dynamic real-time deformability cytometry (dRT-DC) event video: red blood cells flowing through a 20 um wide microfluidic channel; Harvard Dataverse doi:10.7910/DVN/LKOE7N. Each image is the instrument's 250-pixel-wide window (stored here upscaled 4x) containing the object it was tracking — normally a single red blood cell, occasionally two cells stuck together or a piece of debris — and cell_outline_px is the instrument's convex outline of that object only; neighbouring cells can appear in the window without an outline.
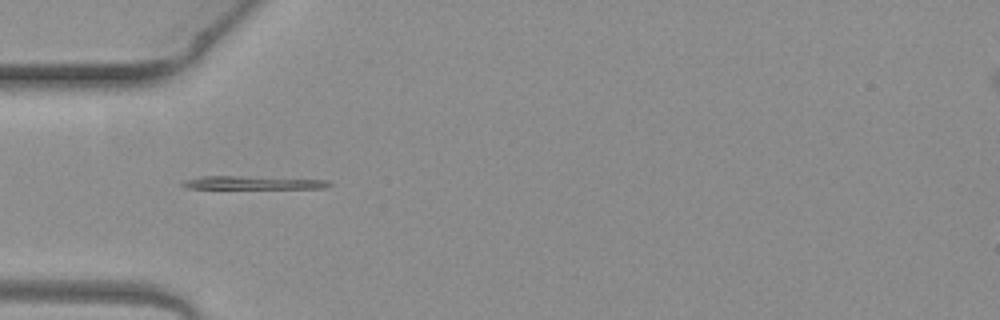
{"species": "common noctule bat (a hibernating species)", "species_latin": "Nyctalus noctula", "temperature_condition": "warm", "stored_images_in_passage": 7, "camera_frame_rate_fps": 3000, "um_per_image_px": 0.085, "animal": {"sex": "female", "body_mass_g": 19.3, "forearm_length_mm": 54.1}, "frame": {"image": 1, "passage_image": 4, "time_ms": 1.0, "image_size_px": [1000, 320], "cell_outline_px": [[332, 184], [324, 188], [188, 188], [180, 184], [184, 180], [200, 176], [236, 176], [328, 180]], "centroid_in_image_um": [21.46, 15.53], "position_along_channel_um": 63.5, "area_um2": 11.04}}
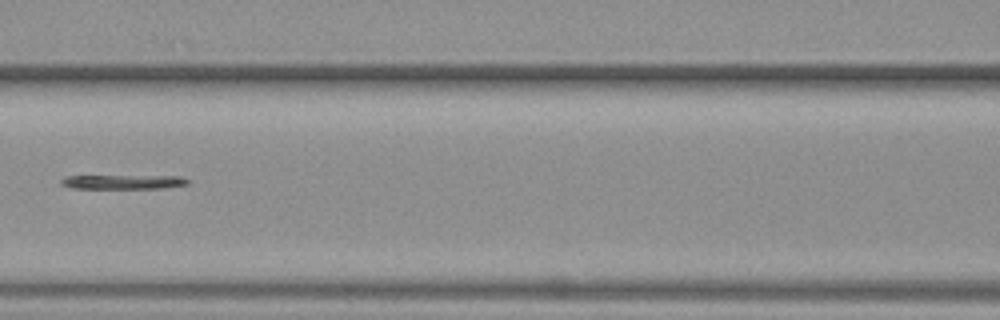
{"frame": {"image": 2, "passage_image": 6, "time_ms": 1.667, "image_size_px": [1000, 320], "cell_outline_px": [[188, 184], [164, 188], [72, 188], [60, 184], [60, 180], [64, 176], [180, 176], [188, 180]], "centroid_in_image_um": [10.44, 15.46], "position_along_channel_um": 156.2, "area_um2": 10.4}}
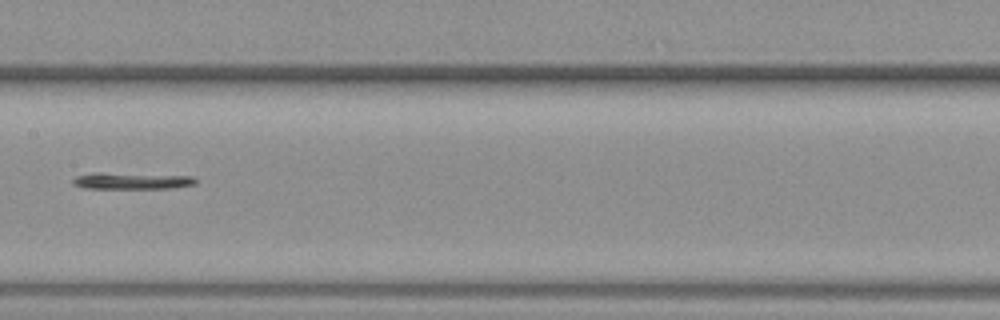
{"frame": {"image": 3, "passage_image": 7, "time_ms": 2.0, "image_size_px": [1000, 320], "cell_outline_px": [[196, 184], [172, 188], [84, 188], [72, 184], [72, 180], [76, 176], [96, 172], [100, 172], [192, 176], [196, 180]], "centroid_in_image_um": [11.17, 15.36], "position_along_channel_um": 196.2, "area_um2": 11.85}}